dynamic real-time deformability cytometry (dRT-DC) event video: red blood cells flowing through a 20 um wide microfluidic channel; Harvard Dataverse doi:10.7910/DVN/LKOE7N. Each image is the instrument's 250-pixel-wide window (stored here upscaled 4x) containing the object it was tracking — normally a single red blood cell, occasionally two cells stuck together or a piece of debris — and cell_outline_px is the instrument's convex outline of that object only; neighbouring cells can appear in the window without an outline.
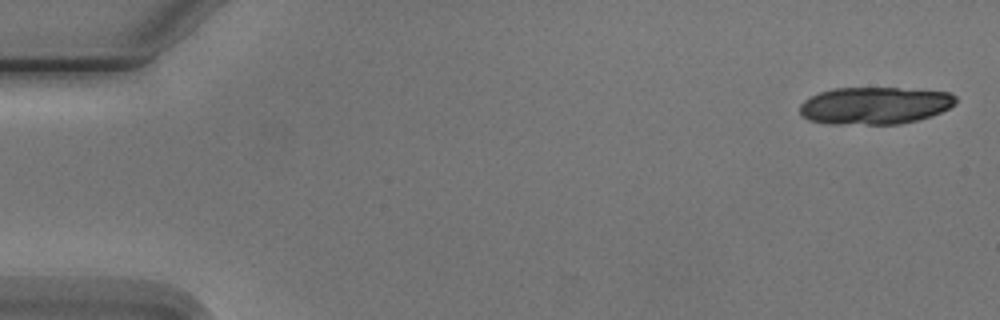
{"species": "Egyptian fruit bat (a non-hibernating species)", "species_latin": "Rousettus aegyptiacus", "temperature_condition": "cold", "stored_images_in_passage": 6, "camera_frame_rate_fps": 3000, "um_per_image_px": 0.085, "animal": {"sex": "male"}, "frame": {"image": 1, "passage_image": 1, "time_ms": 0.0, "image_size_px": [1000, 320], "cell_outline_px": [[956, 104], [932, 116], [900, 124], [832, 124], [808, 120], [800, 112], [800, 104], [804, 100], [820, 92], [832, 88], [896, 88], [948, 92], [956, 96]], "centroid_in_image_um": [74.35, 8.97], "position_along_channel_um": 10.7, "area_um2": 33.81}}
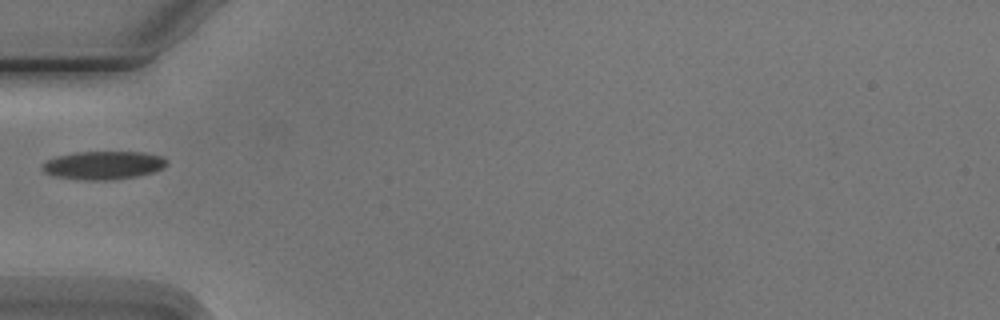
{"frame": {"image": 2, "passage_image": 5, "time_ms": 5.667, "image_size_px": [1000, 320], "cell_outline_px": [[168, 164], [164, 168], [152, 172], [136, 176], [112, 180], [84, 180], [52, 176], [44, 172], [40, 168], [40, 164], [56, 156], [76, 152], [144, 152], [164, 156], [168, 160]], "centroid_in_image_um": [8.78, 14.04], "position_along_channel_um": 76.2, "area_um2": 20.81}}
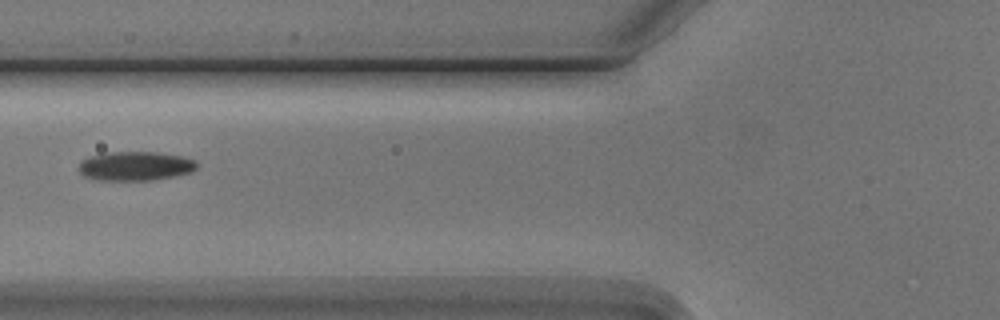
{"frame": {"image": 3, "passage_image": 6, "time_ms": 6.667, "image_size_px": [1000, 320], "cell_outline_px": [[196, 168], [192, 172], [152, 180], [96, 180], [84, 176], [76, 168], [80, 160], [104, 152], [156, 152], [180, 156], [196, 160]], "centroid_in_image_um": [11.44, 14.11], "position_along_channel_um": 114.4, "area_um2": 20.11}}